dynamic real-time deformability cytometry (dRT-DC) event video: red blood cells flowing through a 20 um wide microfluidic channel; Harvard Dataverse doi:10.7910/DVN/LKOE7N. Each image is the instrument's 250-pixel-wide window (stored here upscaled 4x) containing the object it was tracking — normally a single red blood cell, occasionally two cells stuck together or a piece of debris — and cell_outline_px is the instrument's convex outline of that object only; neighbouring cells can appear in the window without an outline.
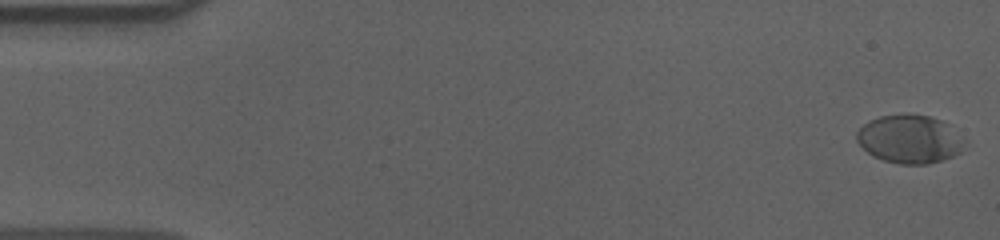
{"species": "human", "species_latin": "Homo sapiens", "temperature_condition": "cold", "stored_images_in_passage": 57, "camera_frame_rate_fps": 3000, "um_per_image_px": 0.085, "donor": {"sex": "male"}, "frame": {"image": 1, "passage_image": 1, "time_ms": 0.0, "image_size_px": [1000, 240], "cell_outline_px": [[964, 140], [960, 152], [944, 160], [928, 164], [900, 164], [884, 160], [872, 156], [856, 140], [856, 132], [868, 120], [880, 116], [928, 116], [940, 120]], "centroid_in_image_um": [77.27, 11.86], "position_along_channel_um": 7.7, "area_um2": 29.54}}
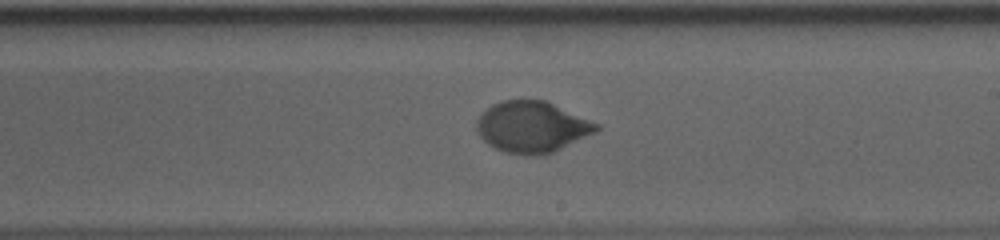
{"frame": {"image": 2, "passage_image": 33, "time_ms": 10.667, "image_size_px": [1000, 240], "cell_outline_px": [[600, 128], [596, 132], [552, 152], [540, 156], [524, 156], [504, 152], [488, 144], [480, 136], [476, 128], [476, 120], [492, 104], [500, 100], [544, 100], [600, 124]], "centroid_in_image_um": [45.21, 10.8], "position_along_channel_um": 243.8, "area_um2": 35.6}}
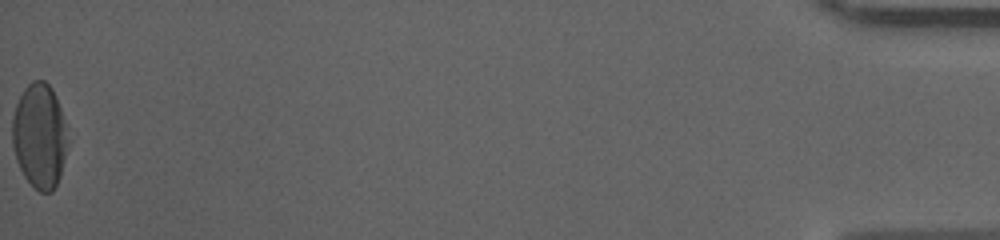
{"frame": {"image": 3, "passage_image": 57, "time_ms": 18.667, "image_size_px": [1000, 240], "cell_outline_px": [[64, 156], [60, 176], [52, 192], [40, 192], [24, 176], [16, 160], [12, 144], [12, 116], [16, 104], [24, 88], [32, 80], [44, 80], [52, 88], [56, 96], [60, 108], [64, 124]], "centroid_in_image_um": [3.3, 11.52], "position_along_channel_um": 431.9, "area_um2": 33.12}, "authors_computed_cell_mechanics": {"area_um2": 34.4488, "velocity_mm_per_s": 3.6053, "shape_relaxation_time_tau1_ms": 3.9199, "shape_relaxation_time_tau2_ms": 0.805, "deformation_change_tau1": 0.1601, "deformation_change_tau2": 0.0296}}